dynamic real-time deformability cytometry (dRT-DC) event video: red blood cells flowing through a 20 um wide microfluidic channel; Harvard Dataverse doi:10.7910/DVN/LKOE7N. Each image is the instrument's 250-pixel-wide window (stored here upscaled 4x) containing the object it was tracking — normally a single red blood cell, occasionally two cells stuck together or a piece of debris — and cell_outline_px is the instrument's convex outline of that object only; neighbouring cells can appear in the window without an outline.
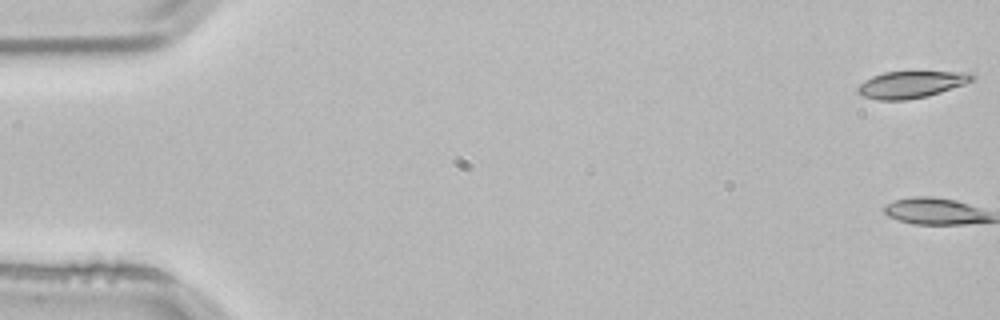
{"species": "common noctule bat (a hibernating species)", "species_latin": "Nyctalus noctula", "temperature_condition": "room temperature", "stored_images_in_passage": 3, "camera_frame_rate_fps": 3000, "um_per_image_px": 0.085, "animal": {"sex": "male", "body_mass_g": 21.5, "forearm_length_mm": 52.0}, "frame": {"image": 1, "passage_image": 1, "time_ms": 0.0, "image_size_px": [1000, 320], "cell_outline_px": [[976, 76], [972, 80], [964, 84], [928, 96], [908, 100], [880, 100], [864, 96], [856, 92], [856, 88], [864, 80], [872, 76], [884, 72], [972, 72]], "centroid_in_image_um": [77.43, 7.18], "position_along_channel_um": 7.6, "area_um2": 17.86}}